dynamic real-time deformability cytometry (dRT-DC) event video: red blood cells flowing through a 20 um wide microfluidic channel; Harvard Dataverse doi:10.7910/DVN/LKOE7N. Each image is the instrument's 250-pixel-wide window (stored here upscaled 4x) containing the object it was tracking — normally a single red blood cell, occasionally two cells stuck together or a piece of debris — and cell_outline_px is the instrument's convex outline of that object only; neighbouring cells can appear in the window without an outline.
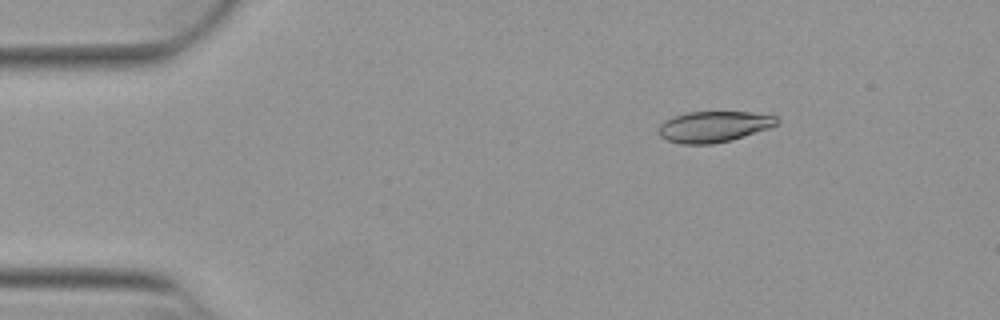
{"species": "Egyptian fruit bat (a non-hibernating species)", "species_latin": "Rousettus aegyptiacus", "temperature_condition": "warm", "stored_images_in_passage": 53, "camera_frame_rate_fps": 3000, "um_per_image_px": 0.085, "animal": {"sex": "female"}, "frame": {"image": 1, "passage_image": 8, "time_ms": 2.333, "image_size_px": [1000, 320], "cell_outline_px": [[780, 124], [732, 140], [712, 144], [680, 144], [668, 140], [660, 136], [660, 124], [664, 120], [688, 112], [752, 112], [776, 116], [780, 120]], "centroid_in_image_um": [60.71, 10.76], "position_along_channel_um": 24.3, "area_um2": 21.27}}
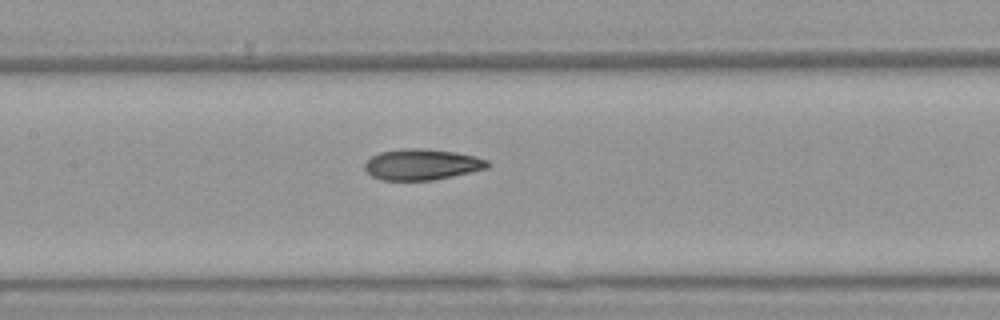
{"frame": {"image": 2, "passage_image": 25, "time_ms": 8.0, "image_size_px": [1000, 320], "cell_outline_px": [[492, 164], [488, 168], [452, 176], [432, 180], [380, 180], [372, 176], [364, 168], [364, 164], [372, 156], [380, 152], [408, 148], [424, 148], [456, 152], [476, 156], [488, 160]], "centroid_in_image_um": [35.89, 13.97], "position_along_channel_um": 171.5, "area_um2": 22.2}}
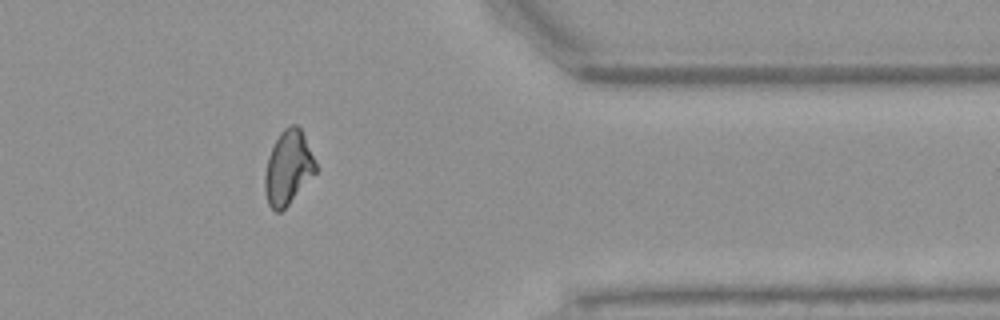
{"frame": {"image": 3, "passage_image": 43, "time_ms": 14.0, "image_size_px": [1000, 320], "cell_outline_px": [[316, 172], [288, 204], [280, 212], [276, 212], [268, 204], [264, 192], [264, 172], [268, 156], [280, 132], [288, 124], [296, 124], [300, 128], [304, 136], [316, 164]], "centroid_in_image_um": [24.46, 14.25], "position_along_channel_um": 386.9, "area_um2": 21.68}, "authors_computed_cell_mechanics": {"area_um2": 22.0218, "velocity_mm_per_s": 3.8865, "shape_relaxation_time_tau1_ms": 8.0895, "shape_relaxation_time_tau2_ms": 2.9308, "deformation_change_tau1": 0.2133, "deformation_change_tau2": 0.0896}}